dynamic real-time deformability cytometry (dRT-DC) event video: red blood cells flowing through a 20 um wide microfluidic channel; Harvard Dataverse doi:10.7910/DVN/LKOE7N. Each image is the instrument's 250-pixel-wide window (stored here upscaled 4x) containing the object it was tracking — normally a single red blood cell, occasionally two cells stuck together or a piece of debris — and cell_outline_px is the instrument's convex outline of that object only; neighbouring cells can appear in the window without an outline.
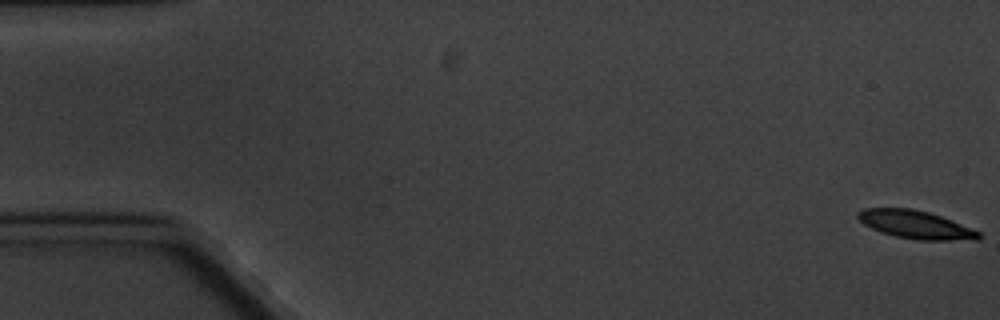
{"species": "common noctule bat (a hibernating species)", "species_latin": "Nyctalus noctula", "temperature_condition": "cold", "stored_images_in_passage": 5, "camera_frame_rate_fps": 3000, "um_per_image_px": 0.085, "animal": {"sex": "male", "body_mass_g": 20.1, "forearm_length_mm": 53.5}, "frame": {"image": 1, "passage_image": 1, "time_ms": 0.0, "image_size_px": [1000, 320], "cell_outline_px": [[980, 240], [920, 240], [896, 236], [880, 232], [864, 224], [856, 216], [856, 212], [864, 208], [912, 208], [928, 212], [952, 220], [980, 232]], "centroid_in_image_um": [77.82, 19.09], "position_along_channel_um": 7.2, "area_um2": 19.71}}